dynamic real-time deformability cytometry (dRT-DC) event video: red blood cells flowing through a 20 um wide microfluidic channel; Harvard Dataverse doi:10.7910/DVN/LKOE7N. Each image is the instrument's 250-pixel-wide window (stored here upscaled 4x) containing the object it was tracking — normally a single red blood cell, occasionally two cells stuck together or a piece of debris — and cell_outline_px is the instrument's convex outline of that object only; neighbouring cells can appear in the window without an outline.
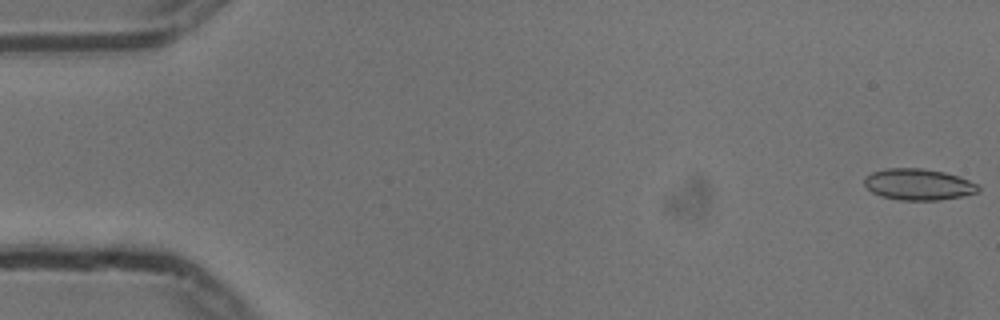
{"species": "common noctule bat (a hibernating species)", "species_latin": "Nyctalus noctula", "temperature_condition": "cold", "stored_images_in_passage": 55, "camera_frame_rate_fps": 3000, "um_per_image_px": 0.085, "animal": {"sex": "male", "body_mass_g": 13.3}, "frame": {"image": 1, "passage_image": 1, "time_ms": 0.0, "image_size_px": [1000, 320], "cell_outline_px": [[980, 192], [964, 196], [940, 200], [900, 200], [880, 196], [872, 192], [864, 184], [864, 176], [872, 172], [884, 168], [924, 168], [944, 172], [968, 180], [976, 184], [980, 188]], "centroid_in_image_um": [78.04, 15.68], "position_along_channel_um": 7.0, "area_um2": 20.92}}
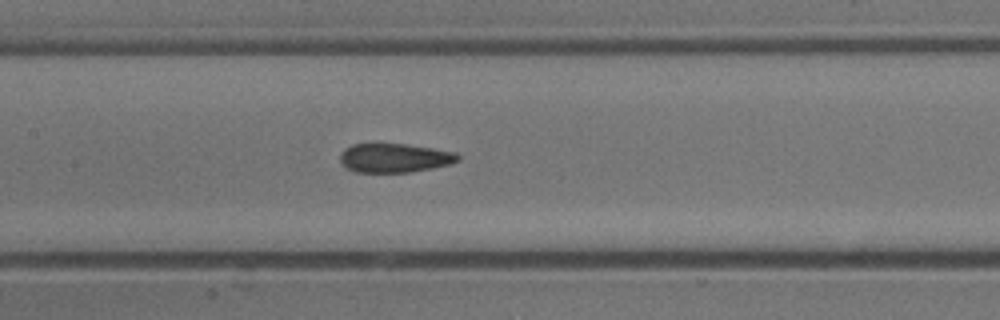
{"frame": {"image": 2, "passage_image": 26, "time_ms": 8.333, "image_size_px": [1000, 320], "cell_outline_px": [[460, 160], [448, 164], [432, 168], [408, 172], [356, 172], [348, 168], [340, 160], [340, 156], [344, 148], [352, 144], [404, 144], [432, 148], [456, 152], [460, 156]], "centroid_in_image_um": [33.55, 13.42], "position_along_channel_um": 173.9, "area_um2": 19.71}}
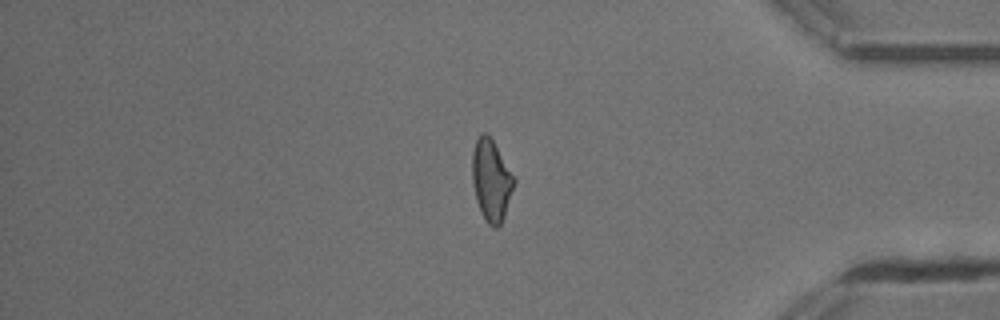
{"frame": {"image": 3, "passage_image": 46, "time_ms": 15.0, "image_size_px": [1000, 320], "cell_outline_px": [[516, 180], [504, 216], [500, 224], [496, 228], [492, 228], [488, 224], [476, 200], [472, 184], [472, 152], [476, 140], [480, 132], [488, 132]], "centroid_in_image_um": [41.74, 15.28], "position_along_channel_um": 393.5, "area_um2": 19.77}, "authors_computed_cell_mechanics": {"area_um2": 20.4034, "velocity_mm_per_s": 3.7406, "shape_relaxation_time_tau1_ms": null, "shape_relaxation_time_tau2_ms": 2.437, "deformation_change_tau1": null, "deformation_change_tau2": 0.099}}